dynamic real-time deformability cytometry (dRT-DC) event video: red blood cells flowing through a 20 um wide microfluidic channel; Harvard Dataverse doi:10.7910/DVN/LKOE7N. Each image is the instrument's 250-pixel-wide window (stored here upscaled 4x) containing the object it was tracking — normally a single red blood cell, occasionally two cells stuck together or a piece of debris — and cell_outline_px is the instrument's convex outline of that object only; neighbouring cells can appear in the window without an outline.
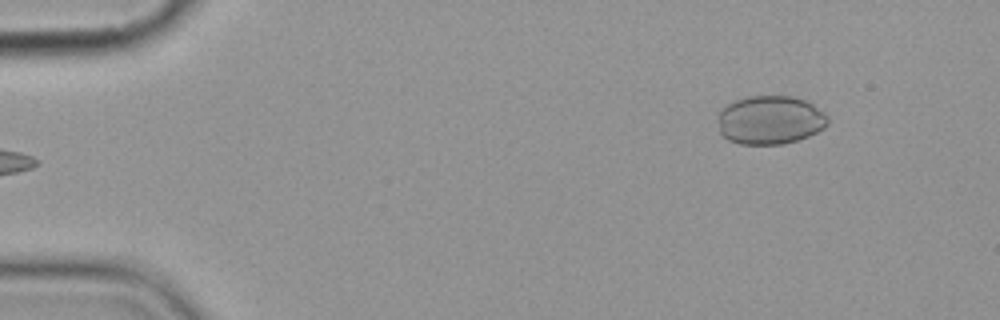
{"species": "common noctule bat (a hibernating species)", "species_latin": "Nyctalus noctula", "temperature_condition": "cold", "stored_images_in_passage": 6, "camera_frame_rate_fps": 3000, "um_per_image_px": 0.085, "animal": {"sex": "female", "body_mass_g": 19.9}, "frame": {"image": 1, "passage_image": 6, "time_ms": 6.0, "image_size_px": [1000, 320], "cell_outline_px": [[828, 124], [824, 128], [808, 136], [784, 144], [740, 144], [728, 140], [720, 132], [716, 120], [716, 116], [728, 104], [736, 100], [748, 96], [792, 96], [804, 100], [812, 104], [824, 112], [828, 116]], "centroid_in_image_um": [65.44, 10.2], "position_along_channel_um": 19.6, "area_um2": 31.27}}